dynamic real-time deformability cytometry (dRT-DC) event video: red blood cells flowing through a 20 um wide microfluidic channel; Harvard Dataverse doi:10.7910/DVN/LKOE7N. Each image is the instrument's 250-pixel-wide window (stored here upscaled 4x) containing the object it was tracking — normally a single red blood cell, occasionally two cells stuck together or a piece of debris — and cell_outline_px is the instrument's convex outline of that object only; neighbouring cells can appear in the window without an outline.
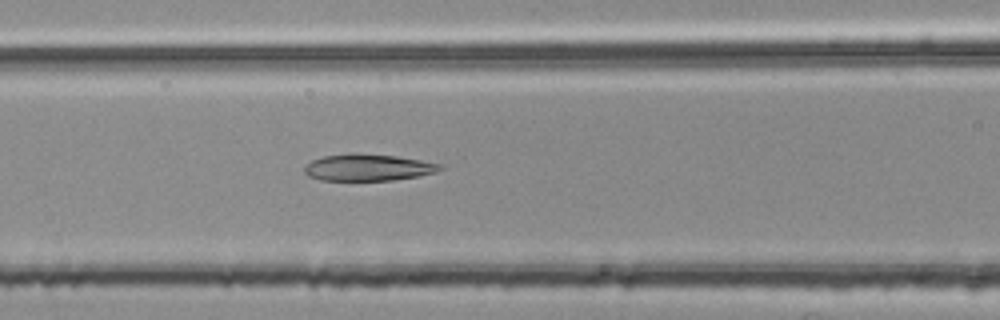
{"species": "common noctule bat (a hibernating species)", "species_latin": "Nyctalus noctula", "temperature_condition": "room temperature", "stored_images_in_passage": 46, "camera_frame_rate_fps": 3000, "um_per_image_px": 0.085, "animal": {"sex": "female", "body_mass_g": 25.1}, "frame": {"image": 1, "passage_image": 21, "time_ms": 6.667, "image_size_px": [1000, 320], "cell_outline_px": [[444, 168], [436, 172], [420, 176], [392, 180], [320, 180], [308, 176], [304, 172], [304, 168], [312, 160], [324, 156], [348, 152], [356, 152], [396, 156], [420, 160], [440, 164]], "centroid_in_image_um": [31.27, 14.22], "position_along_channel_um": 135.3, "area_um2": 21.27}}
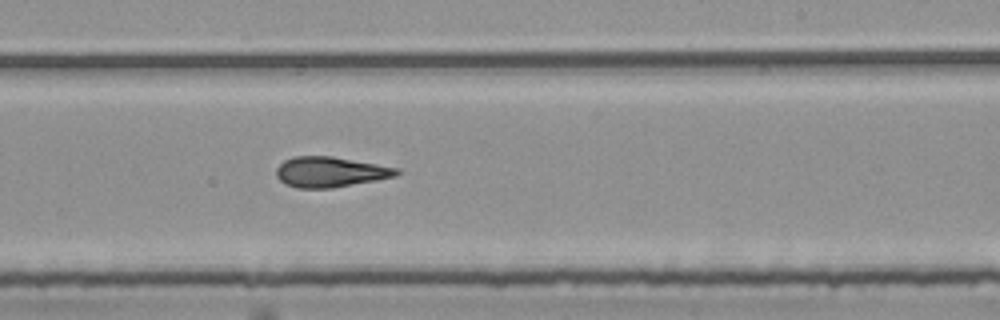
{"frame": {"image": 2, "passage_image": 31, "time_ms": 10.0, "image_size_px": [1000, 320], "cell_outline_px": [[400, 172], [396, 176], [376, 180], [332, 188], [296, 188], [284, 184], [276, 176], [276, 168], [284, 160], [292, 156], [332, 156], [400, 168]], "centroid_in_image_um": [28.05, 14.61], "position_along_channel_um": 261.0, "area_um2": 21.39}}
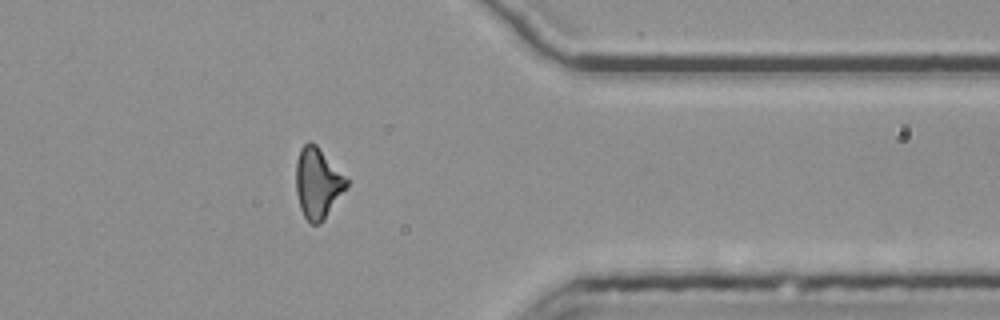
{"frame": {"image": 3, "passage_image": 42, "time_ms": 13.667, "image_size_px": [1000, 320], "cell_outline_px": [[348, 184], [324, 220], [320, 224], [312, 224], [304, 216], [300, 208], [296, 192], [296, 160], [300, 148], [308, 140], [316, 144], [348, 180]], "centroid_in_image_um": [26.97, 15.55], "position_along_channel_um": 384.4, "area_um2": 20.58}, "authors_computed_cell_mechanics": {"area_um2": 21.3282, "velocity_mm_per_s": 3.7746, "shape_relaxation_time_tau1_ms": null, "shape_relaxation_time_tau2_ms": 3.291, "deformation_change_tau1": null, "deformation_change_tau2": 0.1322}}